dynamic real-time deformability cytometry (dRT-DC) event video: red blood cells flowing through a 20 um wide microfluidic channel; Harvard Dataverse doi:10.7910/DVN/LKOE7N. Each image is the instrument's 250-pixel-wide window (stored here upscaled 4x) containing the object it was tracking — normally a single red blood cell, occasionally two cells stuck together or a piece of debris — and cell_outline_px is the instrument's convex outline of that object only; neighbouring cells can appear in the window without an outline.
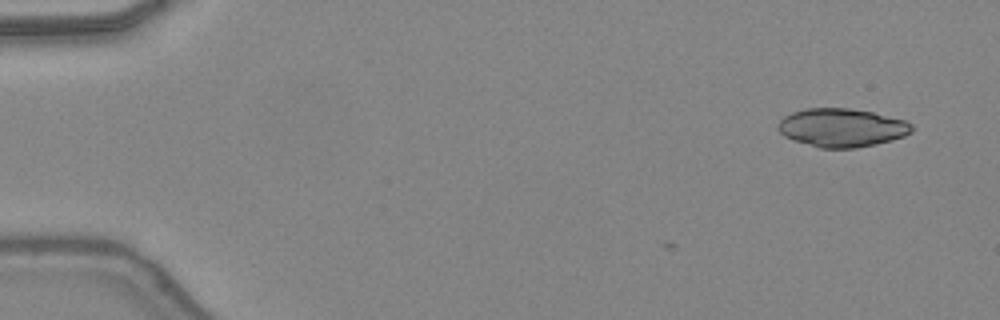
{"species": "common noctule bat (a hibernating species)", "species_latin": "Nyctalus noctula", "temperature_condition": "warm", "stored_images_in_passage": 2, "camera_frame_rate_fps": 3000, "um_per_image_px": 0.085, "animal": {"sex": "female", "body_mass_g": 24.6, "forearm_length_mm": 56.2}, "frame": {"image": 1, "passage_image": 2, "time_ms": 0.333, "image_size_px": [1000, 320], "cell_outline_px": [[912, 132], [904, 136], [892, 140], [876, 144], [856, 148], [820, 148], [792, 140], [784, 136], [776, 128], [780, 120], [784, 116], [792, 112], [808, 108], [848, 108], [872, 112], [904, 120], [912, 124]], "centroid_in_image_um": [71.53, 10.86], "position_along_channel_um": 13.5, "area_um2": 30.0}}